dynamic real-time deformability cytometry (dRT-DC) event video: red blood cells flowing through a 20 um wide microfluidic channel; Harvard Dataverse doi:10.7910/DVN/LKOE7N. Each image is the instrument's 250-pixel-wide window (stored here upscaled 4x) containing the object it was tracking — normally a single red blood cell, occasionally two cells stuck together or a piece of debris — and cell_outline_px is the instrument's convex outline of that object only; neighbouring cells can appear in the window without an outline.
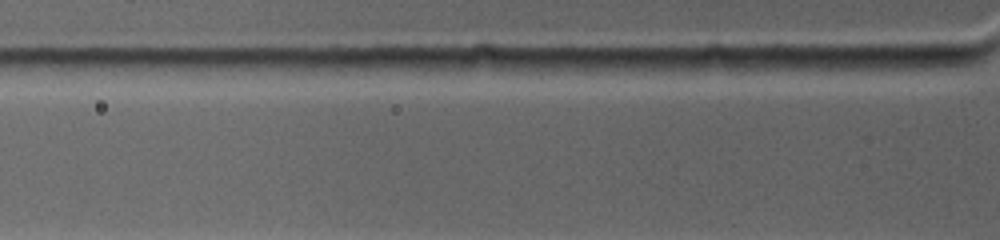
{"species": "common noctule bat (a hibernating species)", "species_latin": "Nyctalus noctula", "temperature_condition": "warm", "stored_images_in_passage": 2, "camera_frame_rate_fps": 4500, "um_per_image_px": 0.085, "animal": {"sex": "female", "body_mass_g": 19.0, "forearm_length_mm": 53.3}, "frame": {"image": 1, "passage_image": 2, "time_ms": 0.667, "image_size_px": [1000, 240], "cell_outline_px": [[976, 60], [972, 64], [908, 76], [864, 76], [840, 68], [852, 56], [968, 56]], "centroid_in_image_um": [76.74, 5.5], "position_along_channel_um": 49.1, "area_um2": 15.14}}